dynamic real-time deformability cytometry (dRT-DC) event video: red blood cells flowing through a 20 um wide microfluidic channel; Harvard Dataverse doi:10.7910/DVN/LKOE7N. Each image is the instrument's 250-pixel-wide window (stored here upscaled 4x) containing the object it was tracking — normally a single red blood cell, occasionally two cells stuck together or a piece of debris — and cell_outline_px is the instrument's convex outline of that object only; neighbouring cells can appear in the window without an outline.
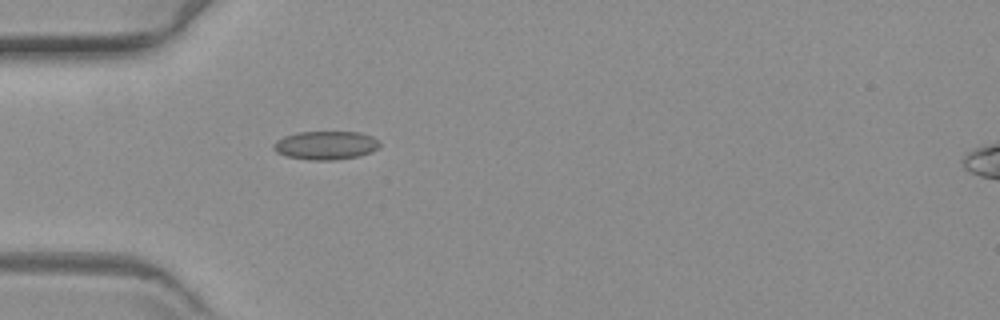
{"species": "common noctule bat (a hibernating species)", "species_latin": "Nyctalus noctula", "temperature_condition": "warm", "stored_images_in_passage": 39, "camera_frame_rate_fps": 3000, "um_per_image_px": 0.085, "animal": {"sex": "female", "body_mass_g": 19.3, "forearm_length_mm": 54.1}, "frame": {"image": 1, "passage_image": 1, "time_ms": 0.0, "image_size_px": [1000, 320], "cell_outline_px": [[380, 144], [372, 152], [356, 156], [332, 160], [308, 160], [284, 156], [276, 152], [272, 148], [272, 144], [276, 140], [284, 136], [296, 132], [360, 132], [372, 136], [380, 140]], "centroid_in_image_um": [27.64, 12.35], "position_along_channel_um": 57.4, "area_um2": 17.8}}
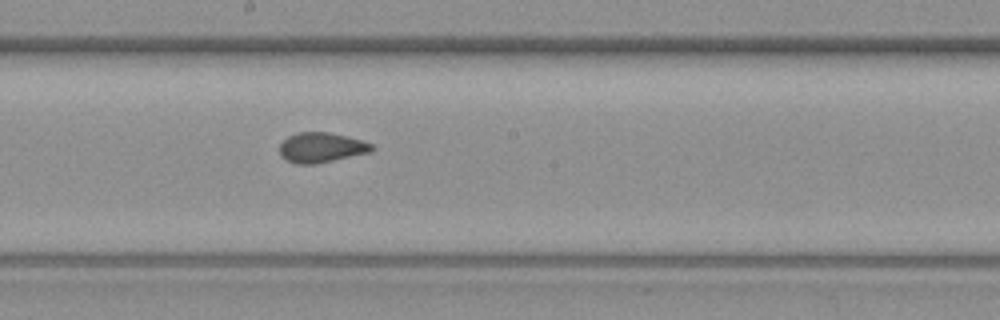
{"frame": {"image": 2, "passage_image": 15, "time_ms": 4.667, "image_size_px": [1000, 320], "cell_outline_px": [[376, 148], [372, 152], [316, 164], [296, 164], [280, 156], [280, 144], [288, 136], [296, 132], [328, 132], [348, 136], [372, 144]], "centroid_in_image_um": [27.33, 12.54], "position_along_channel_um": 220.9, "area_um2": 16.24}}
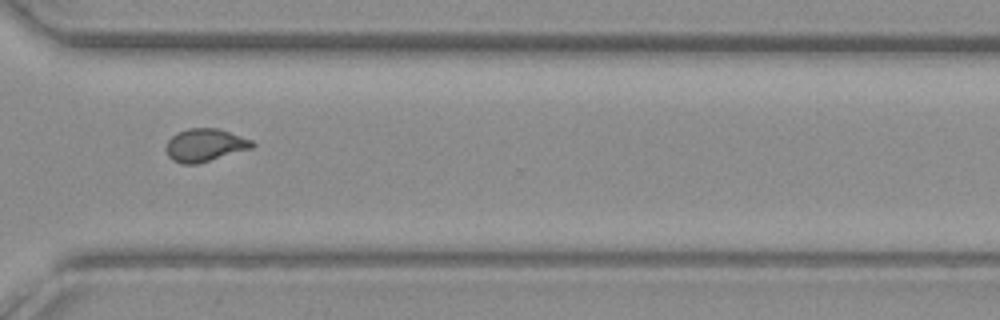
{"frame": {"image": 3, "passage_image": 26, "time_ms": 8.333, "image_size_px": [1000, 320], "cell_outline_px": [[256, 144], [252, 148], [200, 164], [180, 164], [172, 160], [168, 156], [164, 148], [168, 140], [176, 132], [188, 128], [216, 128], [252, 140]], "centroid_in_image_um": [17.38, 12.35], "position_along_channel_um": 353.2, "area_um2": 16.7}}